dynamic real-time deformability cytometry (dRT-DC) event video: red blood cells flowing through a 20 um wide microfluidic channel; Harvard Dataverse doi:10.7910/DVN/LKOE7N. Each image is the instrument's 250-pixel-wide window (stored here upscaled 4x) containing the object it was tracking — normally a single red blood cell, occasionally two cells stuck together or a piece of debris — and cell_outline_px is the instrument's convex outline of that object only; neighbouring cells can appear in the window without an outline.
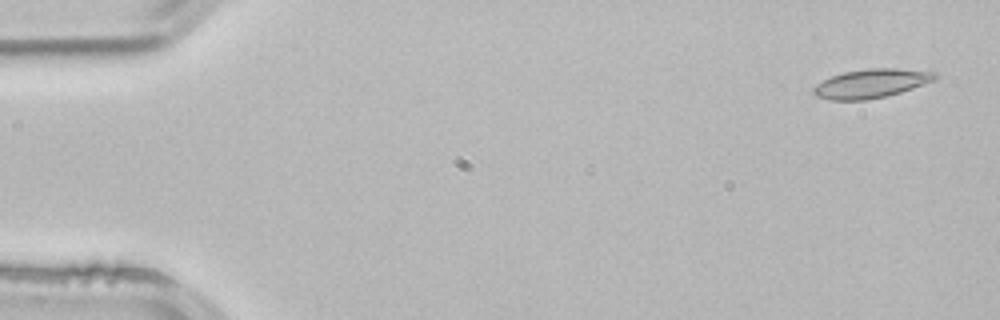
{"species": "common noctule bat (a hibernating species)", "species_latin": "Nyctalus noctula", "temperature_condition": "room temperature", "stored_images_in_passage": 3, "camera_frame_rate_fps": 3000, "um_per_image_px": 0.085, "animal": {"sex": "male", "body_mass_g": 21.5, "forearm_length_mm": 52.0}, "frame": {"image": 1, "passage_image": 1, "time_ms": 0.0, "image_size_px": [1000, 320], "cell_outline_px": [[936, 80], [900, 92], [868, 100], [832, 100], [816, 96], [812, 92], [812, 88], [816, 84], [832, 76], [844, 72], [868, 68], [896, 68], [936, 72]], "centroid_in_image_um": [74.04, 7.09], "position_along_channel_um": 11.0, "area_um2": 20.35}}
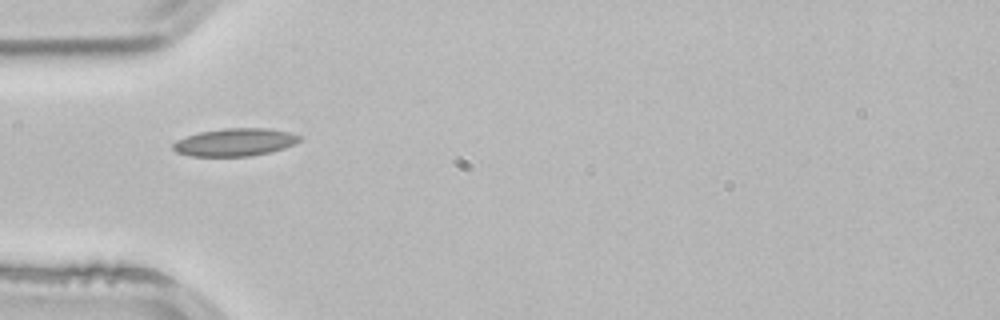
{"frame": {"image": 2, "passage_image": 3, "time_ms": 0.667, "image_size_px": [1000, 320], "cell_outline_px": [[304, 136], [296, 144], [284, 148], [268, 152], [248, 156], [192, 156], [176, 152], [172, 148], [172, 144], [176, 140], [200, 132], [224, 128], [268, 128], [288, 132]], "centroid_in_image_um": [19.99, 12.08], "position_along_channel_um": 65.0, "area_um2": 20.4}}